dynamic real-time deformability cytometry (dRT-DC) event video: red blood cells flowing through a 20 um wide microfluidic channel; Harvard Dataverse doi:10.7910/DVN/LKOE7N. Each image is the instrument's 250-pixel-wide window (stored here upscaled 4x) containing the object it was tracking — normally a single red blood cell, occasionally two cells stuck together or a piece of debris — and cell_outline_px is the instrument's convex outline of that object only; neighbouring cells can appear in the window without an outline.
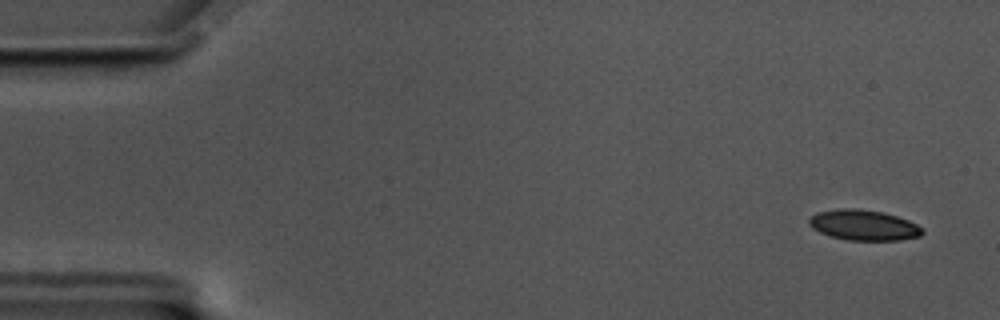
{"species": "common noctule bat (a hibernating species)", "species_latin": "Nyctalus noctula", "temperature_condition": "cold", "stored_images_in_passage": 57, "camera_frame_rate_fps": 3000, "um_per_image_px": 0.085, "animal": {"sex": "male", "body_mass_g": 17.5, "forearm_length_mm": 52.3}, "frame": {"image": 1, "passage_image": 3, "time_ms": 0.667, "image_size_px": [1000, 320], "cell_outline_px": [[924, 232], [920, 236], [900, 240], [848, 240], [832, 236], [820, 232], [812, 228], [808, 224], [808, 220], [816, 212], [840, 208], [860, 208], [880, 212], [896, 216], [908, 220], [924, 228]], "centroid_in_image_um": [73.41, 19.13], "position_along_channel_um": 11.6, "area_um2": 20.11}}
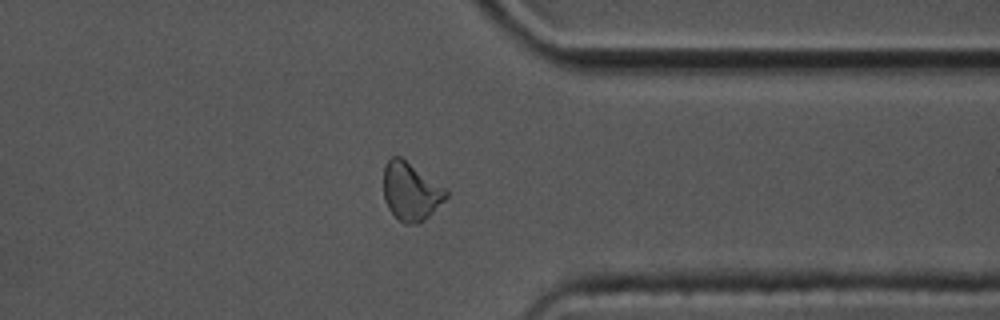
{"frame": {"image": 2, "passage_image": 45, "time_ms": 14.667, "image_size_px": [1000, 320], "cell_outline_px": [[448, 196], [420, 224], [404, 224], [388, 208], [384, 200], [384, 164], [392, 156], [400, 156], [444, 188], [448, 192]], "centroid_in_image_um": [34.88, 16.28], "position_along_channel_um": 376.5, "area_um2": 20.81}}
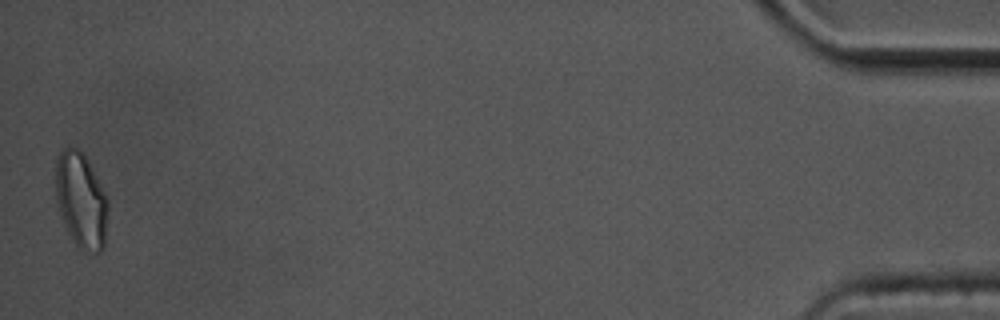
{"frame": {"image": 3, "passage_image": 57, "time_ms": 18.667, "image_size_px": [1000, 320], "cell_outline_px": [[108, 208], [104, 244], [100, 252], [84, 252], [76, 248], [64, 224], [56, 200], [56, 156], [64, 148], [76, 148], [84, 156], [104, 192], [108, 200]], "centroid_in_image_um": [6.88, 17.09], "position_along_channel_um": 428.3, "area_um2": 28.78}, "authors_computed_cell_mechanics": {"area_um2": 20.7502, "velocity_mm_per_s": 3.4992, "shape_relaxation_time_tau1_ms": null, "shape_relaxation_time_tau2_ms": 2.8055, "deformation_change_tau1": null, "deformation_change_tau2": 0.0728}}